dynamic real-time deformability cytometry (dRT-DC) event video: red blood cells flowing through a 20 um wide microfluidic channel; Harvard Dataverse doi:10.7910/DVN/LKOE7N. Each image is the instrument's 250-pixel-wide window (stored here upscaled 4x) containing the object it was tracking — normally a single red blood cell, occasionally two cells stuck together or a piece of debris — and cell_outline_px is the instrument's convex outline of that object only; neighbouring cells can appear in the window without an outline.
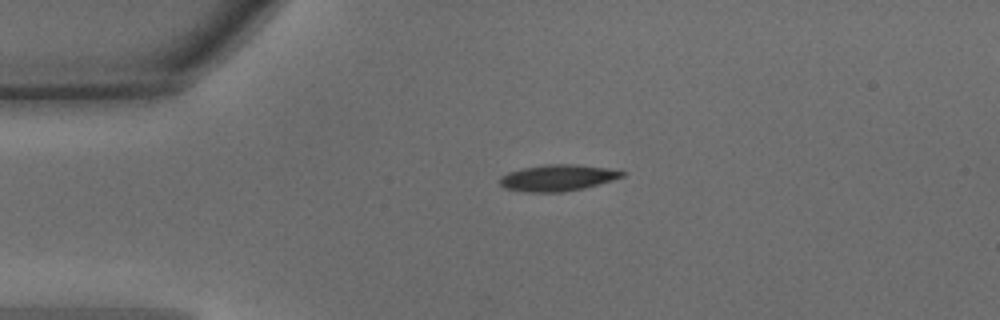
{"species": "common noctule bat (a hibernating species)", "species_latin": "Nyctalus noctula", "temperature_condition": "warm", "stored_images_in_passage": 38, "camera_frame_rate_fps": 3000, "um_per_image_px": 0.085, "animal": {"sex": "male", "body_mass_g": 15.6}, "frame": {"image": 1, "passage_image": 1, "time_ms": 0.0, "image_size_px": [1000, 320], "cell_outline_px": [[624, 176], [612, 180], [584, 188], [564, 192], [524, 192], [504, 188], [500, 184], [500, 176], [508, 172], [524, 168], [548, 164], [572, 164], [608, 168], [624, 172]], "centroid_in_image_um": [47.37, 15.12], "position_along_channel_um": 37.6, "area_um2": 18.67}}
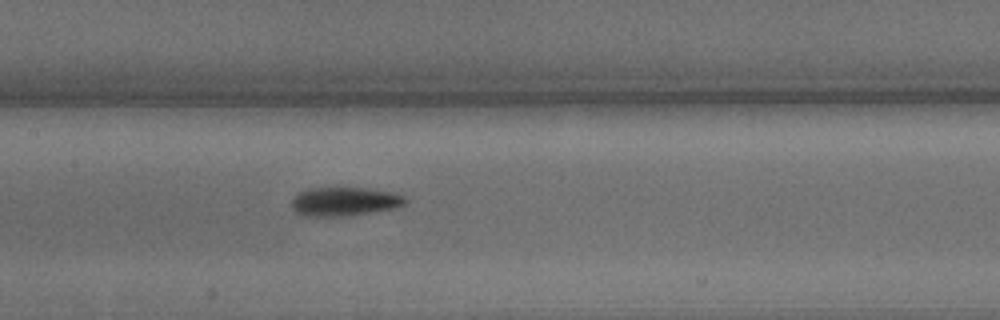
{"frame": {"image": 2, "passage_image": 13, "time_ms": 4.0, "image_size_px": [1000, 320], "cell_outline_px": [[408, 200], [404, 204], [392, 208], [344, 216], [308, 216], [296, 212], [292, 208], [292, 200], [300, 192], [312, 188], [368, 188], [392, 192], [408, 196]], "centroid_in_image_um": [29.31, 17.12], "position_along_channel_um": 178.1, "area_um2": 18.79}}
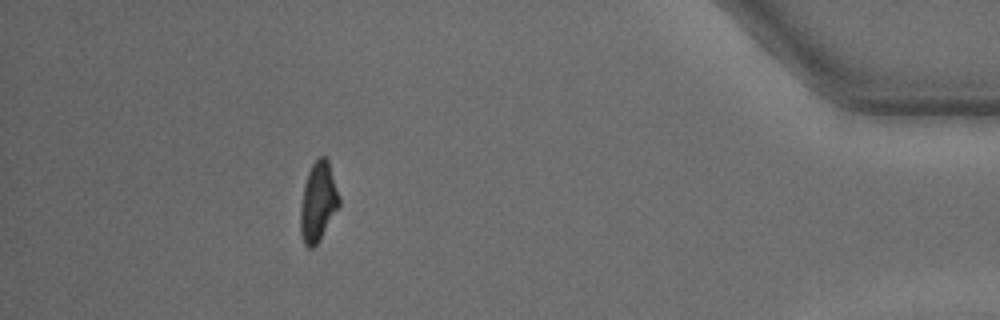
{"frame": {"image": 3, "passage_image": 33, "time_ms": 10.667, "image_size_px": [1000, 320], "cell_outline_px": [[340, 204], [320, 240], [312, 248], [308, 248], [304, 244], [300, 232], [300, 208], [304, 184], [308, 172], [312, 164], [320, 156], [324, 156], [328, 160], [340, 196]], "centroid_in_image_um": [27.03, 17.17], "position_along_channel_um": 408.2, "area_um2": 17.92}, "authors_computed_cell_mechanics": {"area_um2": 18.6116, "velocity_mm_per_s": 4.2597, "shape_relaxation_time_tau1_ms": 3.0614, "shape_relaxation_time_tau2_ms": 5.7902, "deformation_change_tau1": 0.1606, "deformation_change_tau2": 0.1469}}